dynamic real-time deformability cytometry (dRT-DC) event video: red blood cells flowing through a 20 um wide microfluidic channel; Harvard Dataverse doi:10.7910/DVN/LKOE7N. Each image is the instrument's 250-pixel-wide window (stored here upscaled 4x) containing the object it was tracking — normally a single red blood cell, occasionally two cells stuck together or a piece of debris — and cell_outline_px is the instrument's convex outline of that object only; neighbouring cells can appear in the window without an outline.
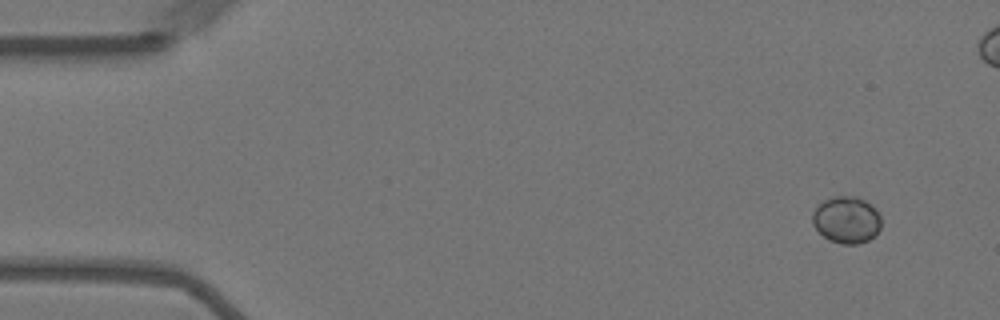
{"species": "Egyptian fruit bat (a non-hibernating species)", "species_latin": "Rousettus aegyptiacus", "temperature_condition": "warm", "stored_images_in_passage": 7, "camera_frame_rate_fps": 3000, "um_per_image_px": 0.085, "animal": {"sex": "female"}, "frame": {"image": 1, "passage_image": 1, "time_ms": 0.0, "image_size_px": [1000, 320], "cell_outline_px": [[880, 228], [876, 236], [868, 240], [856, 244], [844, 244], [828, 240], [812, 224], [812, 212], [824, 200], [832, 196], [856, 196], [872, 204], [876, 208], [880, 216]], "centroid_in_image_um": [71.97, 18.68], "position_along_channel_um": 13.0, "area_um2": 18.9}}